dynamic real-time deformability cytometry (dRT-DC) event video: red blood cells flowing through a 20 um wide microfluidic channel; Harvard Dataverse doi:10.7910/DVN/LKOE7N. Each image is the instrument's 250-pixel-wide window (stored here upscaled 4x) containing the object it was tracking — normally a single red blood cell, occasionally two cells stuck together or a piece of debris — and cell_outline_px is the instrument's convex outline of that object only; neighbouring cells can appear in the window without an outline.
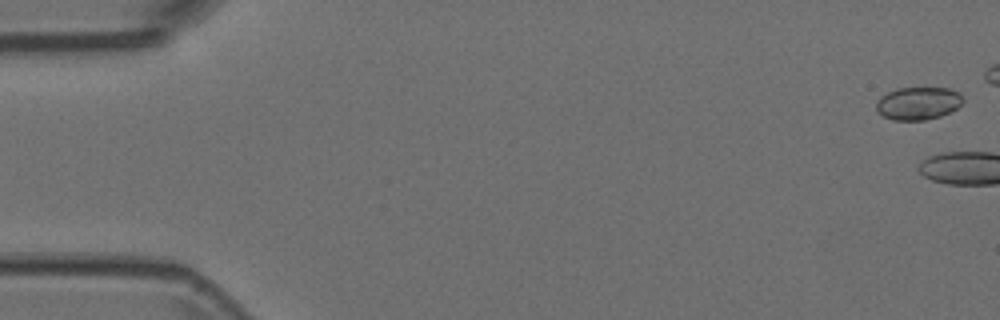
{"species": "Egyptian fruit bat (a non-hibernating species)", "species_latin": "Rousettus aegyptiacus", "temperature_condition": "room temperature", "stored_images_in_passage": 7, "camera_frame_rate_fps": 3000, "um_per_image_px": 0.085, "animal": {"sex": "female"}, "frame": {"image": 1, "passage_image": 1, "time_ms": 0.0, "image_size_px": [1000, 320], "cell_outline_px": [[964, 100], [956, 108], [940, 116], [924, 120], [892, 120], [876, 112], [876, 100], [880, 96], [896, 88], [948, 88], [960, 92], [964, 96]], "centroid_in_image_um": [78.02, 8.77], "position_along_channel_um": 7.0, "area_um2": 16.7}}